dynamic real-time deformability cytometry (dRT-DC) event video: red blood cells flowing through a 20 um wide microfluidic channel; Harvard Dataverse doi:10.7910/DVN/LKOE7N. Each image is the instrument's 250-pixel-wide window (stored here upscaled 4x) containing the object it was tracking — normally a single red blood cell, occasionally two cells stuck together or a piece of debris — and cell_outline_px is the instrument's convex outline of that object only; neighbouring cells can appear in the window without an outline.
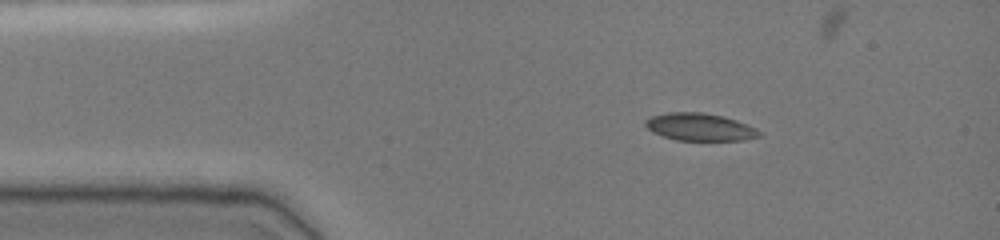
{"species": "common noctule bat (a hibernating species)", "species_latin": "Nyctalus noctula", "temperature_condition": "cold", "stored_images_in_passage": 14, "camera_frame_rate_fps": 3000, "um_per_image_px": 0.085, "animal": {"sex": "female", "body_mass_g": 19.0, "forearm_length_mm": 51.5}, "frame": {"image": 1, "passage_image": 4, "time_ms": 1.0, "image_size_px": [1000, 240], "cell_outline_px": [[764, 136], [744, 140], [676, 140], [652, 132], [644, 124], [644, 120], [652, 116], [668, 112], [700, 112], [724, 116], [736, 120], [756, 128]], "centroid_in_image_um": [59.5, 10.79], "position_along_channel_um": 25.5, "area_um2": 18.26}}
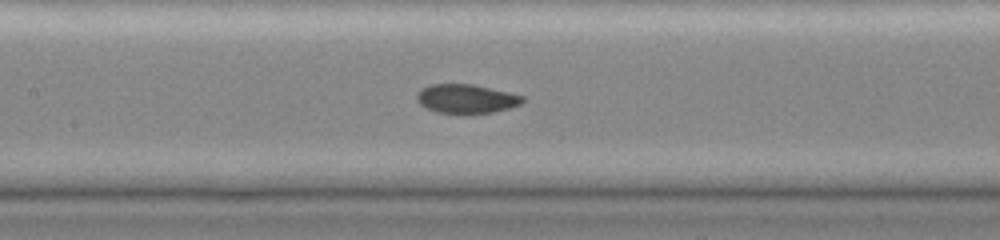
{"frame": {"image": 2, "passage_image": 12, "time_ms": 3.667, "image_size_px": [1000, 240], "cell_outline_px": [[524, 100], [520, 104], [508, 108], [492, 112], [436, 112], [420, 104], [416, 100], [416, 92], [420, 88], [428, 84], [472, 84], [508, 92], [524, 96]], "centroid_in_image_um": [39.58, 8.36], "position_along_channel_um": 167.8, "area_um2": 17.57}}
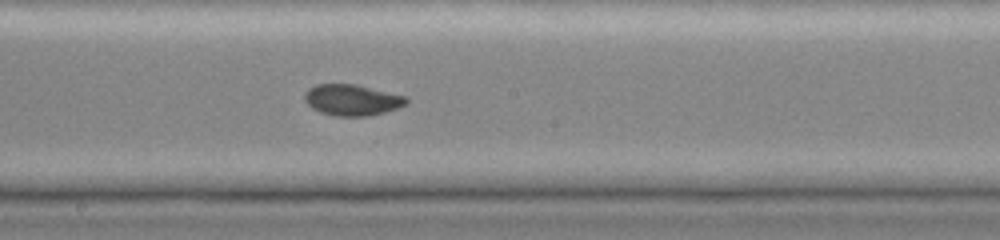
{"frame": {"image": 3, "passage_image": 14, "time_ms": 4.333, "image_size_px": [1000, 240], "cell_outline_px": [[408, 100], [404, 104], [396, 108], [384, 112], [368, 116], [336, 116], [320, 112], [312, 108], [304, 100], [304, 92], [308, 88], [316, 84], [356, 84], [404, 96]], "centroid_in_image_um": [29.85, 8.49], "position_along_channel_um": 218.3, "area_um2": 18.26}}